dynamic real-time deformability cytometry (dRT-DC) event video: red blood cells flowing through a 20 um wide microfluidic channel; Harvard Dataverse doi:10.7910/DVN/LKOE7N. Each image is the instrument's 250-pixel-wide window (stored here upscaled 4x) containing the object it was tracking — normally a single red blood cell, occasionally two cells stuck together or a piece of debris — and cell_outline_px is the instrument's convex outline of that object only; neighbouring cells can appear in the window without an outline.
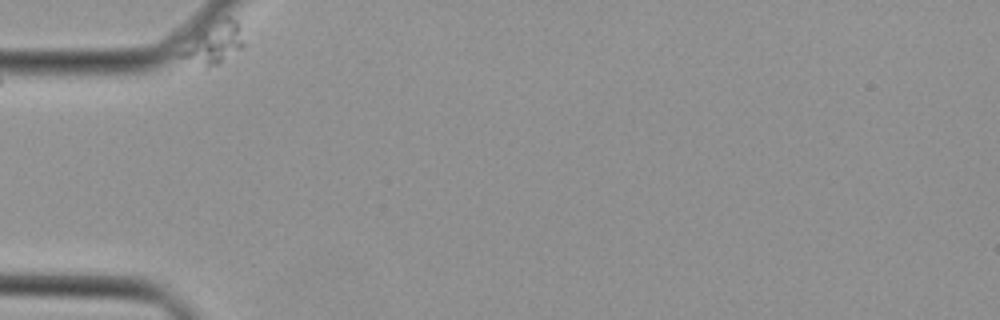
{"species": "Egyptian fruit bat (a non-hibernating species)", "species_latin": "Rousettus aegyptiacus", "temperature_condition": "cold", "stored_images_in_passage": 5, "camera_frame_rate_fps": 3000, "um_per_image_px": 0.085, "animal": {"sex": "female"}, "frame": {"image": 1, "passage_image": 1, "time_ms": 0.0, "image_size_px": [1000, 320], "cell_outline_px": [[244, 48], [220, 64], [204, 72], [176, 56], [200, 32], [224, 16], [232, 16], [236, 20], [244, 44]], "centroid_in_image_um": [18.17, 3.81], "position_along_channel_um": 66.8, "area_um2": 15.43}}